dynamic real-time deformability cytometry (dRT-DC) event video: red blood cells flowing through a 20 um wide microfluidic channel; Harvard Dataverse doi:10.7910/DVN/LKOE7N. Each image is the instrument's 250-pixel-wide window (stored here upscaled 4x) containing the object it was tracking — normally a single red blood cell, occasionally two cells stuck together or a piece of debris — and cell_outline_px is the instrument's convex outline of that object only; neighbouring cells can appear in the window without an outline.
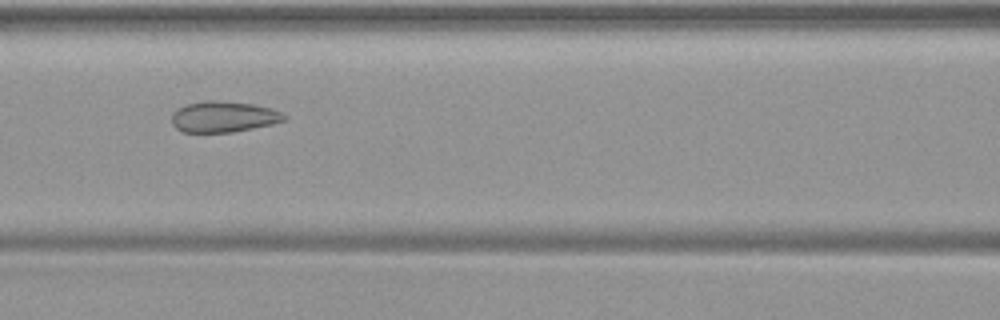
{"species": "common noctule bat (a hibernating species)", "species_latin": "Nyctalus noctula", "temperature_condition": "warm", "stored_images_in_passage": 39, "camera_frame_rate_fps": 3000, "um_per_image_px": 0.085, "animal": {"sex": "female", "body_mass_g": 19.9}, "frame": {"image": 1, "passage_image": 17, "time_ms": 5.333, "image_size_px": [1000, 320], "cell_outline_px": [[288, 116], [284, 120], [272, 124], [232, 132], [184, 132], [176, 128], [172, 124], [172, 112], [188, 104], [204, 100], [212, 100], [252, 104], [268, 108], [280, 112]], "centroid_in_image_um": [18.98, 9.93], "position_along_channel_um": 147.6, "area_um2": 20.0}}
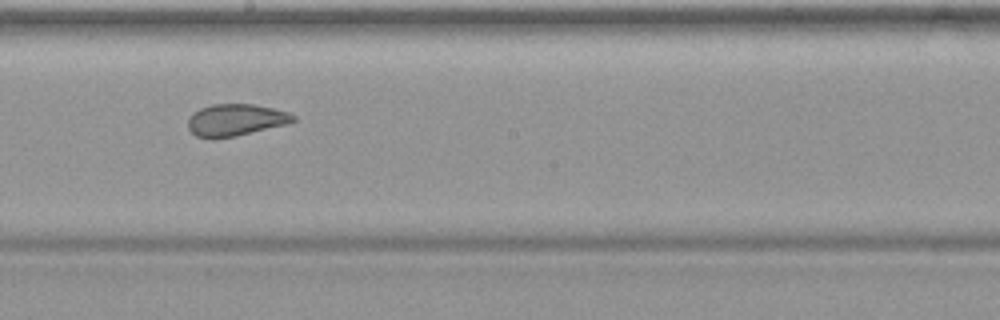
{"frame": {"image": 2, "passage_image": 23, "time_ms": 7.333, "image_size_px": [1000, 320], "cell_outline_px": [[296, 120], [284, 124], [236, 136], [212, 140], [196, 136], [188, 128], [188, 120], [192, 112], [200, 108], [212, 104], [252, 104], [272, 108], [288, 112], [296, 116]], "centroid_in_image_um": [19.97, 10.2], "position_along_channel_um": 228.2, "area_um2": 19.59}}
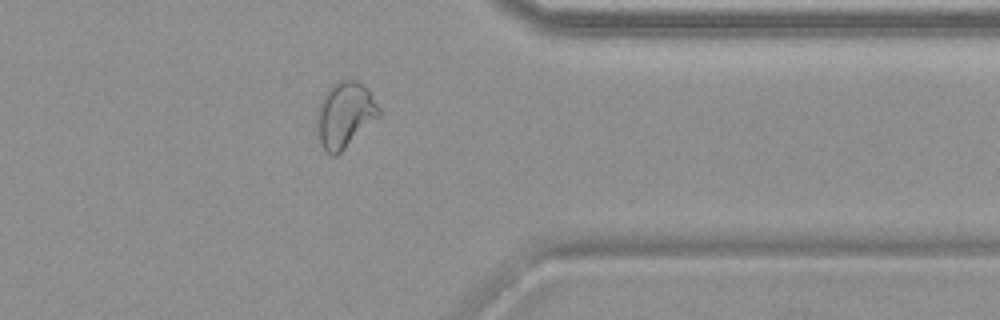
{"frame": {"image": 3, "passage_image": 35, "time_ms": 11.333, "image_size_px": [1000, 320], "cell_outline_px": [[380, 116], [336, 156], [332, 156], [324, 148], [316, 132], [316, 108], [324, 92], [336, 80], [356, 80], [364, 84], [368, 88], [380, 108]], "centroid_in_image_um": [29.29, 9.72], "position_along_channel_um": 382.1, "area_um2": 24.1}}